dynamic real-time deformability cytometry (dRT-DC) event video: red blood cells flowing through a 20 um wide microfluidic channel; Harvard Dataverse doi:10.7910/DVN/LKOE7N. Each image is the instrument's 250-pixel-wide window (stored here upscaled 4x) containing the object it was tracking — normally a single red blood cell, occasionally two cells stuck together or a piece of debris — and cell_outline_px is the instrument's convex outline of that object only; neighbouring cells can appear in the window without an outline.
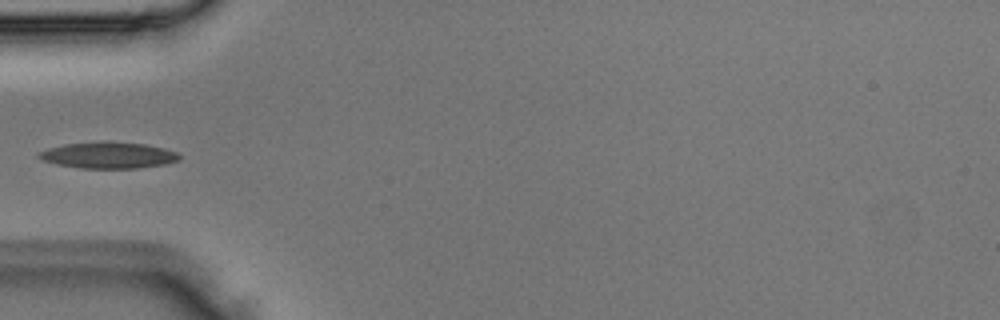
{"species": "Egyptian fruit bat (a non-hibernating species)", "species_latin": "Rousettus aegyptiacus", "temperature_condition": "room temperature", "stored_images_in_passage": 3, "camera_frame_rate_fps": 3000, "um_per_image_px": 0.085, "animal": {"sex": "male"}, "frame": {"image": 1, "passage_image": 3, "time_ms": 0.667, "image_size_px": [1000, 320], "cell_outline_px": [[180, 160], [164, 164], [136, 168], [80, 168], [56, 164], [44, 160], [36, 156], [40, 152], [48, 148], [64, 144], [144, 144], [164, 148], [176, 152], [180, 156]], "centroid_in_image_um": [9.22, 13.24], "position_along_channel_um": 75.8, "area_um2": 20.46}}